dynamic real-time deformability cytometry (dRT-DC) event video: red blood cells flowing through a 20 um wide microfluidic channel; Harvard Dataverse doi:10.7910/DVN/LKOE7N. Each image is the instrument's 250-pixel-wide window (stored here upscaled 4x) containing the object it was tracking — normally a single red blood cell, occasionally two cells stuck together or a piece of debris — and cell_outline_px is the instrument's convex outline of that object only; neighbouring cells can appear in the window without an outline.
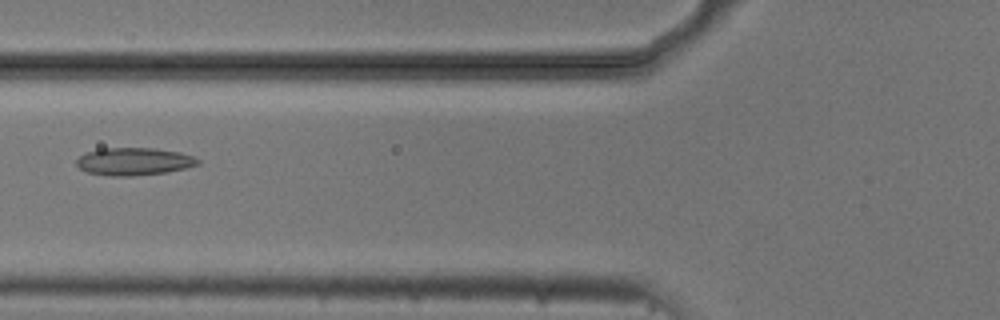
{"species": "common noctule bat (a hibernating species)", "species_latin": "Nyctalus noctula", "temperature_condition": "cold", "stored_images_in_passage": 8, "camera_frame_rate_fps": 3000, "um_per_image_px": 0.085, "animal": {"sex": "male", "body_mass_g": 20.5, "forearm_length_mm": 52.5}, "frame": {"image": 1, "passage_image": 6, "time_ms": 1.667, "image_size_px": [1000, 320], "cell_outline_px": [[200, 164], [168, 172], [132, 176], [112, 176], [88, 172], [80, 168], [76, 164], [76, 160], [80, 156], [88, 152], [100, 148], [152, 148], [180, 152], [192, 156], [200, 160]], "centroid_in_image_um": [11.4, 13.72], "position_along_channel_um": 114.4, "area_um2": 19.42}}
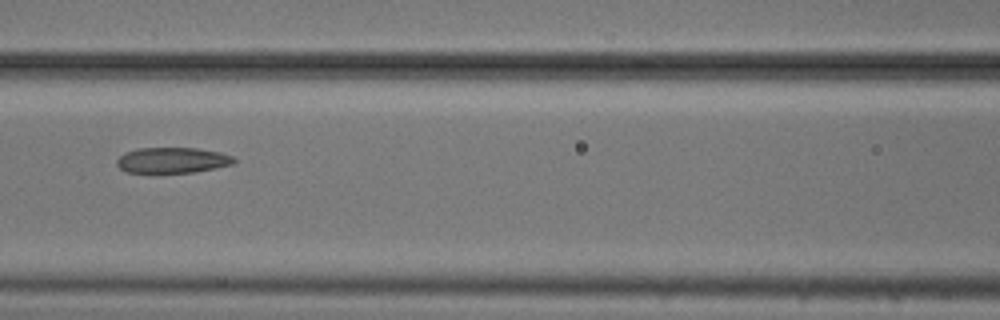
{"frame": {"image": 2, "passage_image": 7, "time_ms": 2.0, "image_size_px": [1000, 320], "cell_outline_px": [[236, 164], [196, 172], [128, 172], [120, 168], [116, 164], [116, 160], [124, 152], [136, 148], [196, 148], [220, 152], [232, 156], [236, 160]], "centroid_in_image_um": [14.68, 13.61], "position_along_channel_um": 151.9, "area_um2": 17.57}}
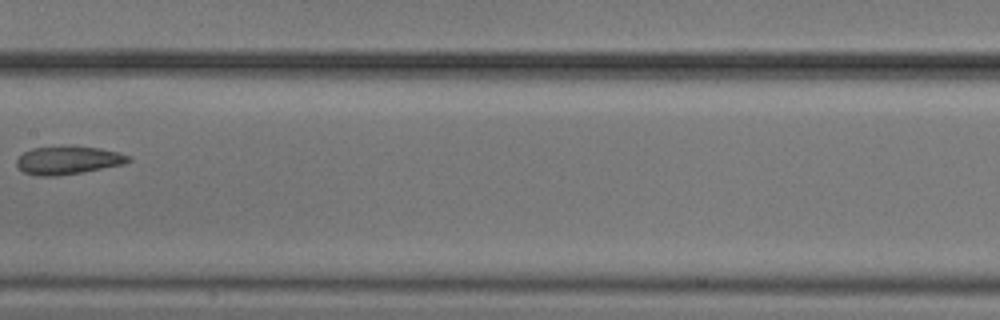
{"frame": {"image": 3, "passage_image": 8, "time_ms": 2.333, "image_size_px": [1000, 320], "cell_outline_px": [[132, 160], [124, 164], [80, 172], [56, 176], [36, 176], [24, 172], [16, 164], [16, 160], [24, 152], [32, 148], [100, 148], [120, 152], [128, 156]], "centroid_in_image_um": [5.78, 13.65], "position_along_channel_um": 201.6, "area_um2": 17.63}}